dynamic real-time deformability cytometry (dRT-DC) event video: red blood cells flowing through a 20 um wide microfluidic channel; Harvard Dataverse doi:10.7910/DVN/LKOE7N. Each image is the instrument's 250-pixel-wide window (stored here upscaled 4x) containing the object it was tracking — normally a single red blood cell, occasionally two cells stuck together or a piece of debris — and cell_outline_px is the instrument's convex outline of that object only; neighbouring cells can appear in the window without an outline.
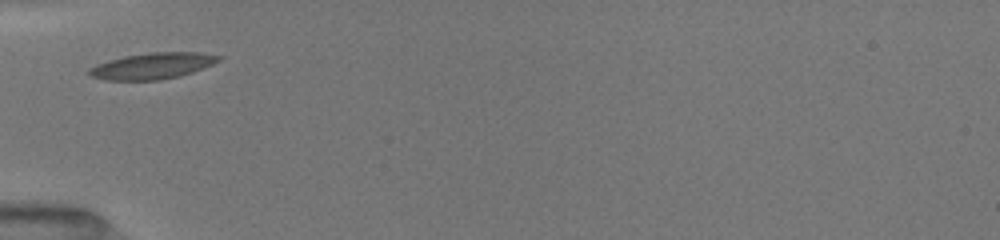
{"species": "common noctule bat (a hibernating species)", "species_latin": "Nyctalus noctula", "temperature_condition": "room temperature", "stored_images_in_passage": 28, "camera_frame_rate_fps": 3000, "um_per_image_px": 0.085, "animal": {"sex": "female", "body_mass_g": 19.5, "forearm_length_mm": 54.1}, "frame": {"image": 1, "passage_image": 1, "time_ms": 0.0, "image_size_px": [1000, 240], "cell_outline_px": [[220, 60], [212, 64], [192, 72], [180, 76], [160, 80], [104, 80], [92, 76], [88, 72], [88, 68], [96, 64], [108, 60], [124, 56], [152, 52], [200, 52], [220, 56]], "centroid_in_image_um": [12.93, 5.6], "position_along_channel_um": 72.1, "area_um2": 19.71}}
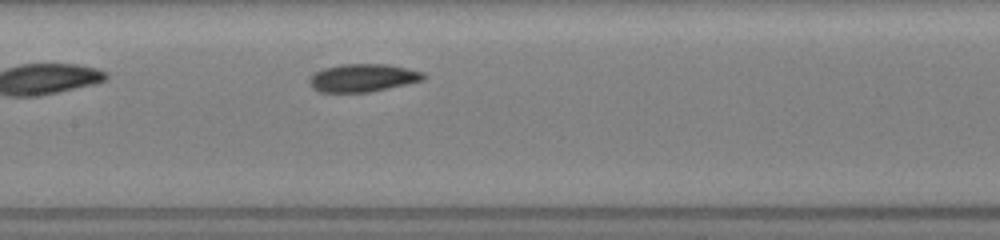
{"frame": {"image": 2, "passage_image": 9, "time_ms": 2.667, "image_size_px": [1000, 240], "cell_outline_px": [[428, 76], [424, 80], [388, 88], [368, 92], [320, 92], [312, 88], [308, 80], [316, 72], [324, 68], [340, 64], [388, 64], [408, 68], [424, 72]], "centroid_in_image_um": [30.88, 6.61], "position_along_channel_um": 176.5, "area_um2": 18.61}}
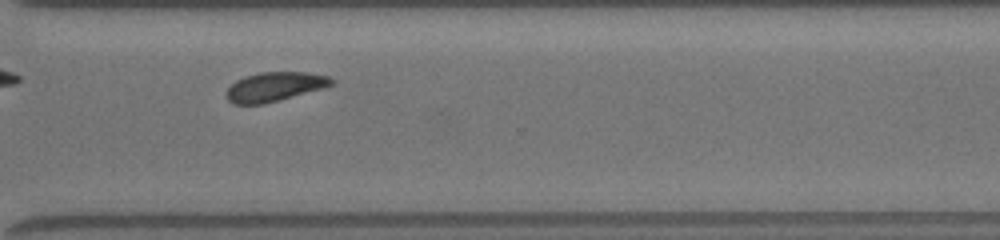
{"frame": {"image": 3, "passage_image": 22, "time_ms": 7.0, "image_size_px": [1000, 240], "cell_outline_px": [[336, 84], [324, 88], [280, 100], [264, 104], [232, 104], [228, 100], [228, 88], [236, 80], [244, 76], [260, 72], [308, 72], [328, 76], [336, 80]], "centroid_in_image_um": [23.41, 7.36], "position_along_channel_um": 347.2, "area_um2": 18.03}, "authors_computed_cell_mechanics": {"area_um2": 18.207, "velocity_mm_per_s": 3.9451, "shape_relaxation_time_tau1_ms": 2.2066, "shape_relaxation_time_tau2_ms": 8.0339, "deformation_change_tau1": 0.0906, "deformation_change_tau2": 0.1205}}